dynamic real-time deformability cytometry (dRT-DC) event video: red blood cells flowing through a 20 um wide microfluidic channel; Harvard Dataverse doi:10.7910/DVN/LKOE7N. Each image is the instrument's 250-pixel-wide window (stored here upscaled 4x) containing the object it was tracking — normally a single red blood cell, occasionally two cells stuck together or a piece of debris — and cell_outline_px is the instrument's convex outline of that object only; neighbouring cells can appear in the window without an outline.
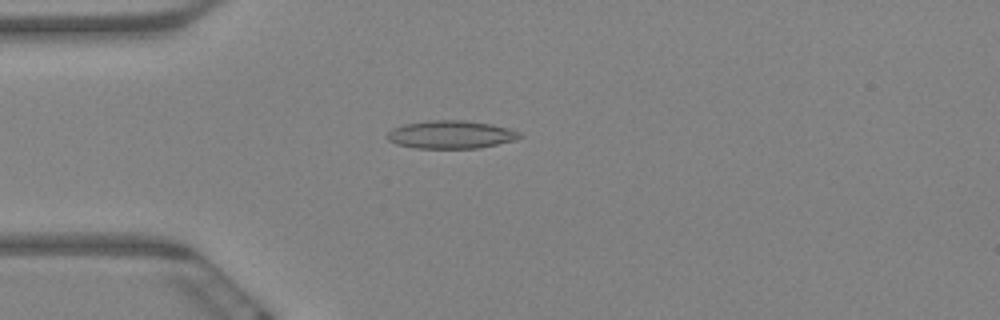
{"species": "Egyptian fruit bat (a non-hibernating species)", "species_latin": "Rousettus aegyptiacus", "temperature_condition": "warm", "stored_images_in_passage": 7, "camera_frame_rate_fps": 3000, "um_per_image_px": 0.085, "animal": {"sex": "female"}, "frame": {"image": 1, "passage_image": 4, "time_ms": 1.0, "image_size_px": [1000, 320], "cell_outline_px": [[524, 136], [516, 140], [480, 148], [416, 148], [396, 144], [388, 140], [388, 132], [392, 128], [404, 124], [428, 120], [468, 120], [492, 124], [508, 128], [520, 132]], "centroid_in_image_um": [38.36, 11.43], "position_along_channel_um": 46.6, "area_um2": 21.79}}
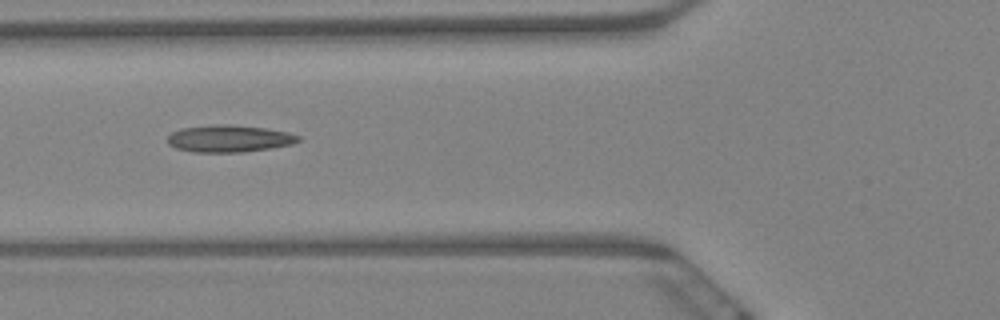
{"frame": {"image": 2, "passage_image": 6, "time_ms": 1.667, "image_size_px": [1000, 320], "cell_outline_px": [[300, 140], [292, 144], [244, 152], [192, 152], [176, 148], [168, 144], [168, 136], [172, 132], [180, 128], [212, 124], [228, 124], [264, 128], [288, 132], [300, 136]], "centroid_in_image_um": [19.44, 11.77], "position_along_channel_um": 106.4, "area_um2": 20.63}}
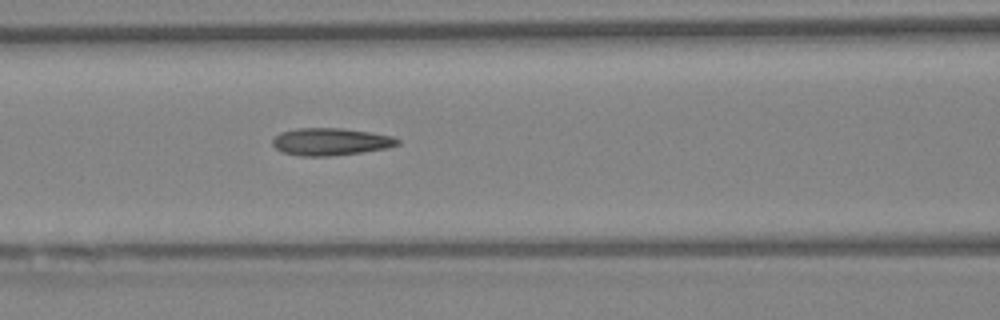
{"frame": {"image": 3, "passage_image": 7, "time_ms": 2.0, "image_size_px": [1000, 320], "cell_outline_px": [[400, 144], [384, 148], [360, 152], [332, 156], [300, 156], [280, 152], [272, 144], [272, 140], [280, 132], [296, 128], [344, 128], [372, 132], [392, 136], [400, 140]], "centroid_in_image_um": [28.07, 12.04], "position_along_channel_um": 138.5, "area_um2": 20.0}}